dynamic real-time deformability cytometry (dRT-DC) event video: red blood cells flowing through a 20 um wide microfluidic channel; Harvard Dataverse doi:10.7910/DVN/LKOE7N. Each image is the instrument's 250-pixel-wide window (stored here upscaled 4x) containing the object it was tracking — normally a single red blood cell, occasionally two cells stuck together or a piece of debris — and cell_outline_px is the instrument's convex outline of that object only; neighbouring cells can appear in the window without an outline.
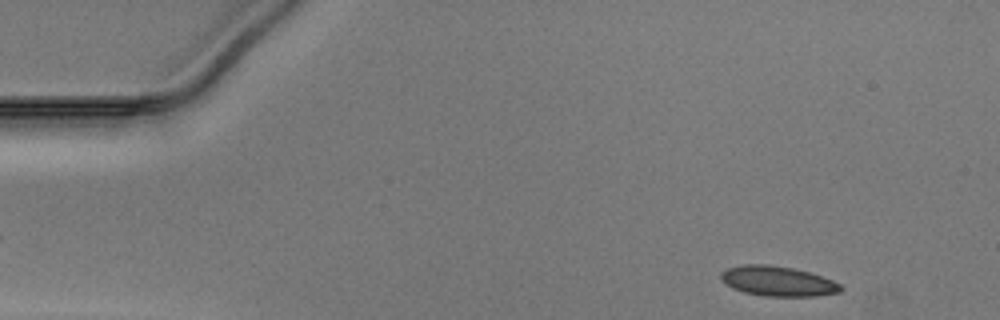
{"species": "Egyptian fruit bat (a non-hibernating species)", "species_latin": "Rousettus aegyptiacus", "temperature_condition": "warm", "stored_images_in_passage": 40, "camera_frame_rate_fps": 3000, "um_per_image_px": 0.085, "animal": {"sex": "male"}, "frame": {"image": 1, "passage_image": 3, "time_ms": 0.667, "image_size_px": [1000, 320], "cell_outline_px": [[844, 288], [840, 292], [816, 296], [764, 296], [744, 292], [732, 288], [720, 276], [720, 272], [728, 268], [744, 264], [768, 264], [792, 268], [808, 272], [832, 280], [840, 284]], "centroid_in_image_um": [66.12, 23.9], "position_along_channel_um": 18.9, "area_um2": 20.75}}
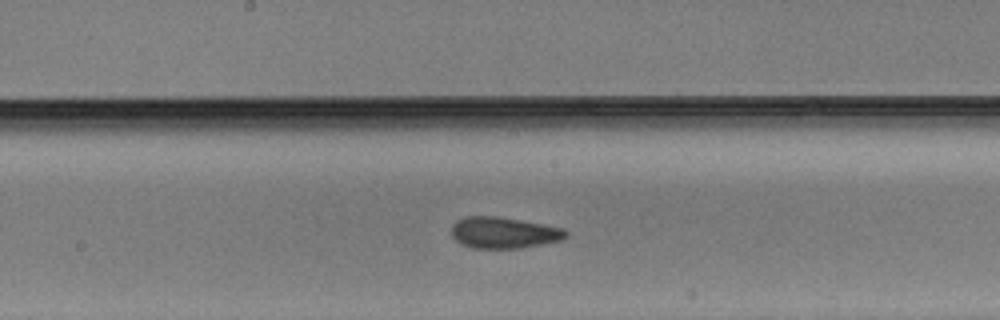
{"frame": {"image": 2, "passage_image": 24, "time_ms": 7.667, "image_size_px": [1000, 320], "cell_outline_px": [[568, 236], [560, 240], [520, 248], [472, 248], [460, 244], [452, 236], [452, 224], [456, 220], [464, 216], [496, 216], [520, 220], [560, 228], [568, 232]], "centroid_in_image_um": [42.75, 19.78], "position_along_channel_um": 205.5, "area_um2": 20.69}}
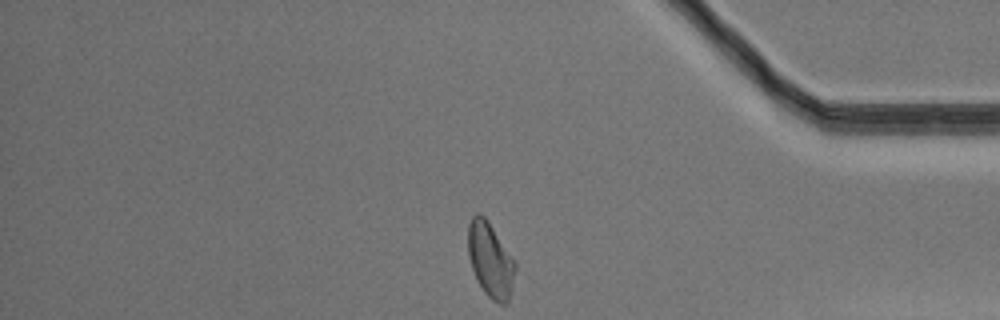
{"frame": {"image": 3, "passage_image": 40, "time_ms": 13.0, "image_size_px": [1000, 320], "cell_outline_px": [[516, 268], [508, 304], [500, 304], [492, 300], [484, 292], [472, 268], [468, 256], [468, 224], [472, 216], [476, 212], [480, 212], [488, 220], [516, 260]], "centroid_in_image_um": [41.7, 22.06], "position_along_channel_um": 393.5, "area_um2": 20.81}}